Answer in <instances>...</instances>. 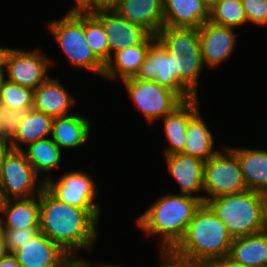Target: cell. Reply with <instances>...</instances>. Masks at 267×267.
Returning a JSON list of instances; mask_svg holds the SVG:
<instances>
[{
  "label": "cell",
  "mask_w": 267,
  "mask_h": 267,
  "mask_svg": "<svg viewBox=\"0 0 267 267\" xmlns=\"http://www.w3.org/2000/svg\"><path fill=\"white\" fill-rule=\"evenodd\" d=\"M40 232L58 244L73 259H82L76 250L91 252L97 237L100 213L60 201L46 187L39 195ZM78 256V257H77Z\"/></svg>",
  "instance_id": "obj_1"
},
{
  "label": "cell",
  "mask_w": 267,
  "mask_h": 267,
  "mask_svg": "<svg viewBox=\"0 0 267 267\" xmlns=\"http://www.w3.org/2000/svg\"><path fill=\"white\" fill-rule=\"evenodd\" d=\"M202 203L190 195L168 193L137 217V224L145 236H159L161 251L173 250L184 237L189 222Z\"/></svg>",
  "instance_id": "obj_2"
},
{
  "label": "cell",
  "mask_w": 267,
  "mask_h": 267,
  "mask_svg": "<svg viewBox=\"0 0 267 267\" xmlns=\"http://www.w3.org/2000/svg\"><path fill=\"white\" fill-rule=\"evenodd\" d=\"M232 236L217 215L202 203L189 222L187 231L172 250L179 257L203 266L204 264L228 258Z\"/></svg>",
  "instance_id": "obj_3"
},
{
  "label": "cell",
  "mask_w": 267,
  "mask_h": 267,
  "mask_svg": "<svg viewBox=\"0 0 267 267\" xmlns=\"http://www.w3.org/2000/svg\"><path fill=\"white\" fill-rule=\"evenodd\" d=\"M232 238L267 229V195L251 190L215 197L205 202Z\"/></svg>",
  "instance_id": "obj_4"
},
{
  "label": "cell",
  "mask_w": 267,
  "mask_h": 267,
  "mask_svg": "<svg viewBox=\"0 0 267 267\" xmlns=\"http://www.w3.org/2000/svg\"><path fill=\"white\" fill-rule=\"evenodd\" d=\"M156 40L174 58L176 80L193 97H198L199 76L204 68L198 28L163 26Z\"/></svg>",
  "instance_id": "obj_5"
},
{
  "label": "cell",
  "mask_w": 267,
  "mask_h": 267,
  "mask_svg": "<svg viewBox=\"0 0 267 267\" xmlns=\"http://www.w3.org/2000/svg\"><path fill=\"white\" fill-rule=\"evenodd\" d=\"M47 25L72 66L103 76L105 65L86 42L85 12L68 11L62 18Z\"/></svg>",
  "instance_id": "obj_6"
},
{
  "label": "cell",
  "mask_w": 267,
  "mask_h": 267,
  "mask_svg": "<svg viewBox=\"0 0 267 267\" xmlns=\"http://www.w3.org/2000/svg\"><path fill=\"white\" fill-rule=\"evenodd\" d=\"M214 156L205 161L203 172V203L224 195L247 190L237 154L229 146L221 148Z\"/></svg>",
  "instance_id": "obj_7"
},
{
  "label": "cell",
  "mask_w": 267,
  "mask_h": 267,
  "mask_svg": "<svg viewBox=\"0 0 267 267\" xmlns=\"http://www.w3.org/2000/svg\"><path fill=\"white\" fill-rule=\"evenodd\" d=\"M27 160L22 150L11 149L0 168L1 200L39 196L46 182Z\"/></svg>",
  "instance_id": "obj_8"
},
{
  "label": "cell",
  "mask_w": 267,
  "mask_h": 267,
  "mask_svg": "<svg viewBox=\"0 0 267 267\" xmlns=\"http://www.w3.org/2000/svg\"><path fill=\"white\" fill-rule=\"evenodd\" d=\"M122 82L130 98L150 124L164 118L184 101L175 91L153 80L132 77Z\"/></svg>",
  "instance_id": "obj_9"
},
{
  "label": "cell",
  "mask_w": 267,
  "mask_h": 267,
  "mask_svg": "<svg viewBox=\"0 0 267 267\" xmlns=\"http://www.w3.org/2000/svg\"><path fill=\"white\" fill-rule=\"evenodd\" d=\"M50 176V177H49ZM42 178L46 188L60 201L84 209H96L99 213L100 203L95 202L97 186L89 174L82 171H70L62 174L59 179L49 175ZM58 180V181H57Z\"/></svg>",
  "instance_id": "obj_10"
},
{
  "label": "cell",
  "mask_w": 267,
  "mask_h": 267,
  "mask_svg": "<svg viewBox=\"0 0 267 267\" xmlns=\"http://www.w3.org/2000/svg\"><path fill=\"white\" fill-rule=\"evenodd\" d=\"M91 13L103 25L108 39L110 59H112V54L124 48L153 44L156 41V36H153L145 28L129 22L113 8L98 9Z\"/></svg>",
  "instance_id": "obj_11"
},
{
  "label": "cell",
  "mask_w": 267,
  "mask_h": 267,
  "mask_svg": "<svg viewBox=\"0 0 267 267\" xmlns=\"http://www.w3.org/2000/svg\"><path fill=\"white\" fill-rule=\"evenodd\" d=\"M40 51L13 48L7 61V80L32 90L44 83L49 78L48 67L54 63Z\"/></svg>",
  "instance_id": "obj_12"
},
{
  "label": "cell",
  "mask_w": 267,
  "mask_h": 267,
  "mask_svg": "<svg viewBox=\"0 0 267 267\" xmlns=\"http://www.w3.org/2000/svg\"><path fill=\"white\" fill-rule=\"evenodd\" d=\"M139 80H153L175 91L183 100L194 98L177 80L174 58L156 40L148 49L144 63L135 76Z\"/></svg>",
  "instance_id": "obj_13"
},
{
  "label": "cell",
  "mask_w": 267,
  "mask_h": 267,
  "mask_svg": "<svg viewBox=\"0 0 267 267\" xmlns=\"http://www.w3.org/2000/svg\"><path fill=\"white\" fill-rule=\"evenodd\" d=\"M21 267H66L73 258L43 233L12 253Z\"/></svg>",
  "instance_id": "obj_14"
},
{
  "label": "cell",
  "mask_w": 267,
  "mask_h": 267,
  "mask_svg": "<svg viewBox=\"0 0 267 267\" xmlns=\"http://www.w3.org/2000/svg\"><path fill=\"white\" fill-rule=\"evenodd\" d=\"M198 30L204 66L215 68L230 59L237 42L234 28L207 21Z\"/></svg>",
  "instance_id": "obj_15"
},
{
  "label": "cell",
  "mask_w": 267,
  "mask_h": 267,
  "mask_svg": "<svg viewBox=\"0 0 267 267\" xmlns=\"http://www.w3.org/2000/svg\"><path fill=\"white\" fill-rule=\"evenodd\" d=\"M167 162L168 171L178 182L180 194L190 195L200 199L203 202V172L205 161L192 157L184 153L164 155ZM196 193V195L194 194Z\"/></svg>",
  "instance_id": "obj_16"
},
{
  "label": "cell",
  "mask_w": 267,
  "mask_h": 267,
  "mask_svg": "<svg viewBox=\"0 0 267 267\" xmlns=\"http://www.w3.org/2000/svg\"><path fill=\"white\" fill-rule=\"evenodd\" d=\"M115 9L123 18L156 36L164 26L163 0H118Z\"/></svg>",
  "instance_id": "obj_17"
},
{
  "label": "cell",
  "mask_w": 267,
  "mask_h": 267,
  "mask_svg": "<svg viewBox=\"0 0 267 267\" xmlns=\"http://www.w3.org/2000/svg\"><path fill=\"white\" fill-rule=\"evenodd\" d=\"M198 97L184 100L172 112L162 118L164 133L169 145L164 155L182 153L187 140L186 128L189 120L200 110Z\"/></svg>",
  "instance_id": "obj_18"
},
{
  "label": "cell",
  "mask_w": 267,
  "mask_h": 267,
  "mask_svg": "<svg viewBox=\"0 0 267 267\" xmlns=\"http://www.w3.org/2000/svg\"><path fill=\"white\" fill-rule=\"evenodd\" d=\"M0 212L3 214L0 218L2 229L39 228V196L1 200Z\"/></svg>",
  "instance_id": "obj_19"
},
{
  "label": "cell",
  "mask_w": 267,
  "mask_h": 267,
  "mask_svg": "<svg viewBox=\"0 0 267 267\" xmlns=\"http://www.w3.org/2000/svg\"><path fill=\"white\" fill-rule=\"evenodd\" d=\"M75 102L60 81L50 77L33 91V108L52 118L70 115Z\"/></svg>",
  "instance_id": "obj_20"
},
{
  "label": "cell",
  "mask_w": 267,
  "mask_h": 267,
  "mask_svg": "<svg viewBox=\"0 0 267 267\" xmlns=\"http://www.w3.org/2000/svg\"><path fill=\"white\" fill-rule=\"evenodd\" d=\"M164 26L199 28L209 21L210 10L201 0H163Z\"/></svg>",
  "instance_id": "obj_21"
},
{
  "label": "cell",
  "mask_w": 267,
  "mask_h": 267,
  "mask_svg": "<svg viewBox=\"0 0 267 267\" xmlns=\"http://www.w3.org/2000/svg\"><path fill=\"white\" fill-rule=\"evenodd\" d=\"M228 259L244 267H266L267 229L252 235L234 238Z\"/></svg>",
  "instance_id": "obj_22"
},
{
  "label": "cell",
  "mask_w": 267,
  "mask_h": 267,
  "mask_svg": "<svg viewBox=\"0 0 267 267\" xmlns=\"http://www.w3.org/2000/svg\"><path fill=\"white\" fill-rule=\"evenodd\" d=\"M91 121L82 115H67L53 118L52 140L62 148H76L89 140Z\"/></svg>",
  "instance_id": "obj_23"
},
{
  "label": "cell",
  "mask_w": 267,
  "mask_h": 267,
  "mask_svg": "<svg viewBox=\"0 0 267 267\" xmlns=\"http://www.w3.org/2000/svg\"><path fill=\"white\" fill-rule=\"evenodd\" d=\"M231 149L237 154L247 189L267 195V150Z\"/></svg>",
  "instance_id": "obj_24"
},
{
  "label": "cell",
  "mask_w": 267,
  "mask_h": 267,
  "mask_svg": "<svg viewBox=\"0 0 267 267\" xmlns=\"http://www.w3.org/2000/svg\"><path fill=\"white\" fill-rule=\"evenodd\" d=\"M152 44L124 48L112 56L105 65L104 78L120 79L121 81L135 77L144 63L146 53Z\"/></svg>",
  "instance_id": "obj_25"
},
{
  "label": "cell",
  "mask_w": 267,
  "mask_h": 267,
  "mask_svg": "<svg viewBox=\"0 0 267 267\" xmlns=\"http://www.w3.org/2000/svg\"><path fill=\"white\" fill-rule=\"evenodd\" d=\"M52 121V117L34 108L24 112L17 133L10 141L12 149L23 150L22 145L27 147L37 140L50 137Z\"/></svg>",
  "instance_id": "obj_26"
},
{
  "label": "cell",
  "mask_w": 267,
  "mask_h": 267,
  "mask_svg": "<svg viewBox=\"0 0 267 267\" xmlns=\"http://www.w3.org/2000/svg\"><path fill=\"white\" fill-rule=\"evenodd\" d=\"M187 140L182 153L207 161L218 151L214 149V139L200 110L189 120L186 128Z\"/></svg>",
  "instance_id": "obj_27"
},
{
  "label": "cell",
  "mask_w": 267,
  "mask_h": 267,
  "mask_svg": "<svg viewBox=\"0 0 267 267\" xmlns=\"http://www.w3.org/2000/svg\"><path fill=\"white\" fill-rule=\"evenodd\" d=\"M22 151L39 176L40 173L48 176L61 162L62 150L50 137L29 144Z\"/></svg>",
  "instance_id": "obj_28"
},
{
  "label": "cell",
  "mask_w": 267,
  "mask_h": 267,
  "mask_svg": "<svg viewBox=\"0 0 267 267\" xmlns=\"http://www.w3.org/2000/svg\"><path fill=\"white\" fill-rule=\"evenodd\" d=\"M214 24L236 28L247 23L241 0H220L210 9V19Z\"/></svg>",
  "instance_id": "obj_29"
},
{
  "label": "cell",
  "mask_w": 267,
  "mask_h": 267,
  "mask_svg": "<svg viewBox=\"0 0 267 267\" xmlns=\"http://www.w3.org/2000/svg\"><path fill=\"white\" fill-rule=\"evenodd\" d=\"M85 38L94 55L106 65L110 61L108 39L102 23L91 12H85Z\"/></svg>",
  "instance_id": "obj_30"
},
{
  "label": "cell",
  "mask_w": 267,
  "mask_h": 267,
  "mask_svg": "<svg viewBox=\"0 0 267 267\" xmlns=\"http://www.w3.org/2000/svg\"><path fill=\"white\" fill-rule=\"evenodd\" d=\"M33 91L9 80L3 84L0 102L17 111H29L33 108Z\"/></svg>",
  "instance_id": "obj_31"
},
{
  "label": "cell",
  "mask_w": 267,
  "mask_h": 267,
  "mask_svg": "<svg viewBox=\"0 0 267 267\" xmlns=\"http://www.w3.org/2000/svg\"><path fill=\"white\" fill-rule=\"evenodd\" d=\"M24 111L9 108L0 102V132L3 139L11 141L17 133Z\"/></svg>",
  "instance_id": "obj_32"
},
{
  "label": "cell",
  "mask_w": 267,
  "mask_h": 267,
  "mask_svg": "<svg viewBox=\"0 0 267 267\" xmlns=\"http://www.w3.org/2000/svg\"><path fill=\"white\" fill-rule=\"evenodd\" d=\"M10 253L22 247L40 233V228L2 229Z\"/></svg>",
  "instance_id": "obj_33"
},
{
  "label": "cell",
  "mask_w": 267,
  "mask_h": 267,
  "mask_svg": "<svg viewBox=\"0 0 267 267\" xmlns=\"http://www.w3.org/2000/svg\"><path fill=\"white\" fill-rule=\"evenodd\" d=\"M247 23L267 25V0H241Z\"/></svg>",
  "instance_id": "obj_34"
},
{
  "label": "cell",
  "mask_w": 267,
  "mask_h": 267,
  "mask_svg": "<svg viewBox=\"0 0 267 267\" xmlns=\"http://www.w3.org/2000/svg\"><path fill=\"white\" fill-rule=\"evenodd\" d=\"M160 253L162 254L161 256H163V259H161L162 263L159 267H202L179 257L172 250H163Z\"/></svg>",
  "instance_id": "obj_35"
},
{
  "label": "cell",
  "mask_w": 267,
  "mask_h": 267,
  "mask_svg": "<svg viewBox=\"0 0 267 267\" xmlns=\"http://www.w3.org/2000/svg\"><path fill=\"white\" fill-rule=\"evenodd\" d=\"M118 0H89V12L114 8Z\"/></svg>",
  "instance_id": "obj_36"
},
{
  "label": "cell",
  "mask_w": 267,
  "mask_h": 267,
  "mask_svg": "<svg viewBox=\"0 0 267 267\" xmlns=\"http://www.w3.org/2000/svg\"><path fill=\"white\" fill-rule=\"evenodd\" d=\"M202 267H244L233 263L228 258L210 261L204 264Z\"/></svg>",
  "instance_id": "obj_37"
},
{
  "label": "cell",
  "mask_w": 267,
  "mask_h": 267,
  "mask_svg": "<svg viewBox=\"0 0 267 267\" xmlns=\"http://www.w3.org/2000/svg\"><path fill=\"white\" fill-rule=\"evenodd\" d=\"M12 149L10 141L6 139H0V168L3 164L5 156Z\"/></svg>",
  "instance_id": "obj_38"
},
{
  "label": "cell",
  "mask_w": 267,
  "mask_h": 267,
  "mask_svg": "<svg viewBox=\"0 0 267 267\" xmlns=\"http://www.w3.org/2000/svg\"><path fill=\"white\" fill-rule=\"evenodd\" d=\"M0 267H21L15 256L10 253L8 256L0 260Z\"/></svg>",
  "instance_id": "obj_39"
},
{
  "label": "cell",
  "mask_w": 267,
  "mask_h": 267,
  "mask_svg": "<svg viewBox=\"0 0 267 267\" xmlns=\"http://www.w3.org/2000/svg\"><path fill=\"white\" fill-rule=\"evenodd\" d=\"M76 5L71 7L68 11L89 12V0H75Z\"/></svg>",
  "instance_id": "obj_40"
},
{
  "label": "cell",
  "mask_w": 267,
  "mask_h": 267,
  "mask_svg": "<svg viewBox=\"0 0 267 267\" xmlns=\"http://www.w3.org/2000/svg\"><path fill=\"white\" fill-rule=\"evenodd\" d=\"M13 48L0 47V68L7 67L8 57Z\"/></svg>",
  "instance_id": "obj_41"
},
{
  "label": "cell",
  "mask_w": 267,
  "mask_h": 267,
  "mask_svg": "<svg viewBox=\"0 0 267 267\" xmlns=\"http://www.w3.org/2000/svg\"><path fill=\"white\" fill-rule=\"evenodd\" d=\"M10 254L7 244L5 242V237L3 234V230L0 227V260L3 259L4 257L8 256Z\"/></svg>",
  "instance_id": "obj_42"
},
{
  "label": "cell",
  "mask_w": 267,
  "mask_h": 267,
  "mask_svg": "<svg viewBox=\"0 0 267 267\" xmlns=\"http://www.w3.org/2000/svg\"><path fill=\"white\" fill-rule=\"evenodd\" d=\"M66 267H88L82 259H73Z\"/></svg>",
  "instance_id": "obj_43"
},
{
  "label": "cell",
  "mask_w": 267,
  "mask_h": 267,
  "mask_svg": "<svg viewBox=\"0 0 267 267\" xmlns=\"http://www.w3.org/2000/svg\"><path fill=\"white\" fill-rule=\"evenodd\" d=\"M82 260L88 265V267H125L122 265H119V266L118 265H112V264L109 265V263L108 264H106V263L105 264H103V263L98 264L97 263V265H93V264H91V262H89L83 258H82Z\"/></svg>",
  "instance_id": "obj_44"
},
{
  "label": "cell",
  "mask_w": 267,
  "mask_h": 267,
  "mask_svg": "<svg viewBox=\"0 0 267 267\" xmlns=\"http://www.w3.org/2000/svg\"><path fill=\"white\" fill-rule=\"evenodd\" d=\"M5 70H6V68H0V93H1V89H2L3 84L7 80Z\"/></svg>",
  "instance_id": "obj_45"
},
{
  "label": "cell",
  "mask_w": 267,
  "mask_h": 267,
  "mask_svg": "<svg viewBox=\"0 0 267 267\" xmlns=\"http://www.w3.org/2000/svg\"><path fill=\"white\" fill-rule=\"evenodd\" d=\"M210 10L213 6H215L220 0H201Z\"/></svg>",
  "instance_id": "obj_46"
}]
</instances>
